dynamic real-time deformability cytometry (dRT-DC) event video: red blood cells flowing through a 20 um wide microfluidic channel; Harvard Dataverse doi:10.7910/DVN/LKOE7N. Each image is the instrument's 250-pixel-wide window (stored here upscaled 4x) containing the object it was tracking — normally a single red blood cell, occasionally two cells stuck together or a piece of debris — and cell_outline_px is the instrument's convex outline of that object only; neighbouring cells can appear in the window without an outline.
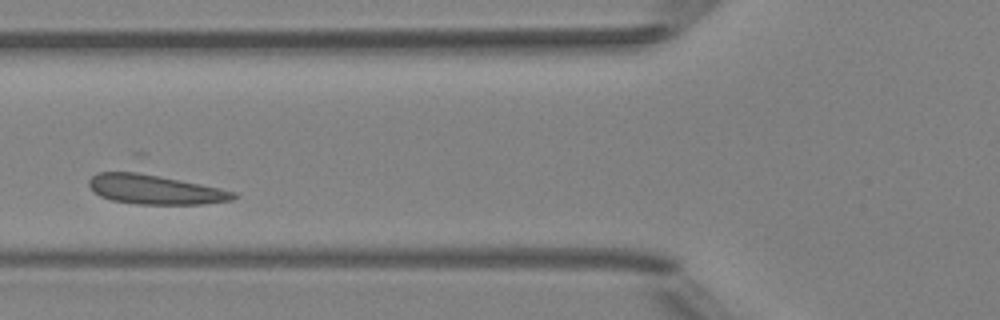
{"species": "Egyptian fruit bat (a non-hibernating species)", "species_latin": "Rousettus aegyptiacus", "temperature_condition": "room temperature", "stored_images_in_passage": 4, "camera_frame_rate_fps": 3000, "um_per_image_px": 0.085, "animal": {"sex": "female"}, "frame": {"image": 1, "passage_image": 3, "time_ms": 2.333, "image_size_px": [1000, 320], "cell_outline_px": [[240, 196], [232, 200], [200, 204], [136, 204], [112, 200], [100, 196], [88, 184], [88, 180], [96, 172], [136, 172], [200, 184], [220, 188], [236, 192]], "centroid_in_image_um": [13.18, 16.11], "position_along_channel_um": 112.6, "area_um2": 24.51}}
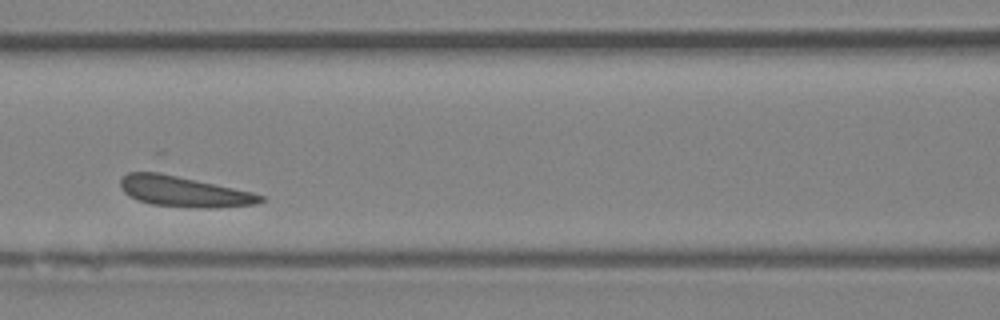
{"frame": {"image": 2, "passage_image": 4, "time_ms": 3.333, "image_size_px": [1000, 320], "cell_outline_px": [[268, 200], [260, 204], [216, 208], [204, 208], [152, 204], [136, 200], [124, 192], [120, 188], [120, 180], [128, 172], [160, 172], [216, 184], [252, 192], [268, 196]], "centroid_in_image_um": [15.71, 16.29], "position_along_channel_um": 150.9, "area_um2": 25.14}}